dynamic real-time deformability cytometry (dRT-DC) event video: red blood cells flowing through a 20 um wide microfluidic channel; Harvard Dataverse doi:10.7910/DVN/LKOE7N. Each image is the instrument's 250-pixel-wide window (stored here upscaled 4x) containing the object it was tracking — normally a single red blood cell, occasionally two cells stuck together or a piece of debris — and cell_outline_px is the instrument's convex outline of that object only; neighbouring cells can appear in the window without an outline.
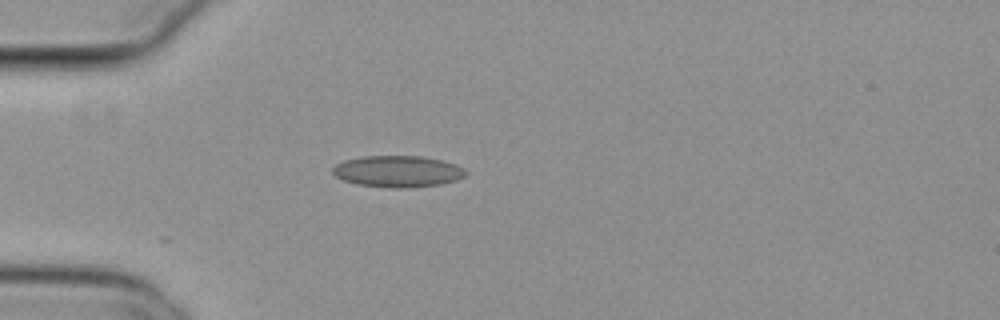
{"species": "common noctule bat (a hibernating species)", "species_latin": "Nyctalus noctula", "temperature_condition": "cold", "stored_images_in_passage": 4, "camera_frame_rate_fps": 3000, "um_per_image_px": 0.085, "animal": {"sex": "female", "body_mass_g": 29.2, "forearm_length_mm": 56.3}, "frame": {"image": 1, "passage_image": 1, "time_ms": 0.0, "image_size_px": [1000, 320], "cell_outline_px": [[468, 172], [464, 176], [456, 180], [440, 184], [404, 188], [392, 188], [356, 184], [344, 180], [336, 176], [332, 172], [332, 168], [336, 164], [344, 160], [364, 156], [420, 156], [440, 160], [456, 164], [464, 168]], "centroid_in_image_um": [33.8, 14.56], "position_along_channel_um": 51.2, "area_um2": 24.33}}